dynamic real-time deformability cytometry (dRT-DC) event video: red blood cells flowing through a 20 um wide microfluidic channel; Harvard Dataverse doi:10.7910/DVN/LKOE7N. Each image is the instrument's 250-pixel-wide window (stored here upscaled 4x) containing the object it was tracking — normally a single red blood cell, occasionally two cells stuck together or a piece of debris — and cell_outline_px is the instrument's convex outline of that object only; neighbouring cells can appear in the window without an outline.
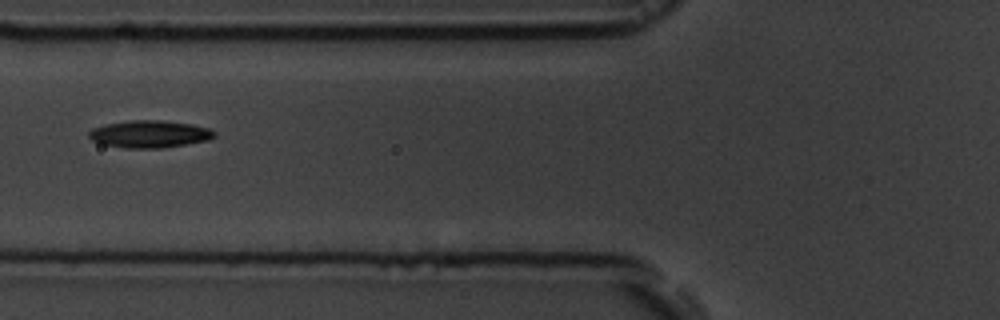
{"species": "common noctule bat (a hibernating species)", "species_latin": "Nyctalus noctula", "temperature_condition": "room temperature", "stored_images_in_passage": 6, "camera_frame_rate_fps": 3000, "um_per_image_px": 0.085, "animal": {"sex": "male", "body_mass_g": 19.5, "forearm_length_mm": 54.6}, "frame": {"image": 1, "passage_image": 6, "time_ms": 5.667, "image_size_px": [1000, 320], "cell_outline_px": [[216, 136], [208, 140], [164, 148], [124, 148], [104, 144], [92, 140], [88, 136], [88, 132], [92, 128], [104, 124], [132, 120], [164, 120], [192, 124], [212, 128], [216, 132]], "centroid_in_image_um": [12.74, 11.39], "position_along_channel_um": 113.1, "area_um2": 20.17}}